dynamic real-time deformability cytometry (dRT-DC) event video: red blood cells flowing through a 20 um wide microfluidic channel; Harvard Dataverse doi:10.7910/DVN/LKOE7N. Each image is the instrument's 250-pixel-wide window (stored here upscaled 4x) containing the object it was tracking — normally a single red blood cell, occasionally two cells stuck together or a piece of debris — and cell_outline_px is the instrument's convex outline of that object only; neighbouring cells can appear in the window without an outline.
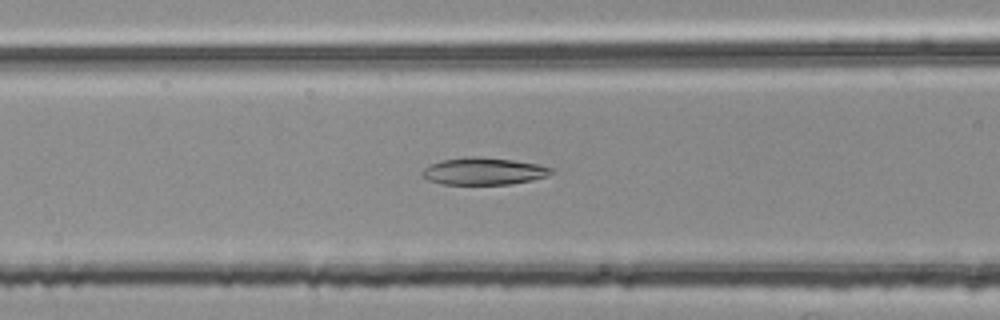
{"species": "common noctule bat (a hibernating species)", "species_latin": "Nyctalus noctula", "temperature_condition": "room temperature", "stored_images_in_passage": 41, "camera_frame_rate_fps": 3000, "um_per_image_px": 0.085, "animal": {"sex": "female", "body_mass_g": 25.1}, "frame": {"image": 1, "passage_image": 14, "time_ms": 4.333, "image_size_px": [1000, 320], "cell_outline_px": [[552, 172], [548, 176], [532, 180], [508, 184], [440, 184], [428, 180], [420, 172], [424, 168], [440, 160], [468, 156], [476, 156], [512, 160], [540, 164], [552, 168]], "centroid_in_image_um": [41.1, 14.55], "position_along_channel_um": 125.5, "area_um2": 20.4}}
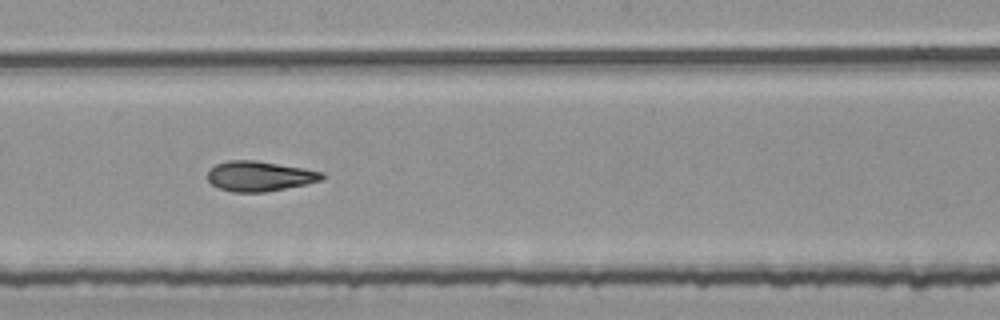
{"frame": {"image": 2, "passage_image": 22, "time_ms": 7.0, "image_size_px": [1000, 320], "cell_outline_px": [[324, 176], [320, 180], [304, 184], [264, 192], [232, 192], [220, 188], [212, 184], [208, 180], [208, 172], [216, 164], [228, 160], [256, 160], [304, 168], [324, 172]], "centroid_in_image_um": [22.05, 14.96], "position_along_channel_um": 226.2, "area_um2": 19.83}}
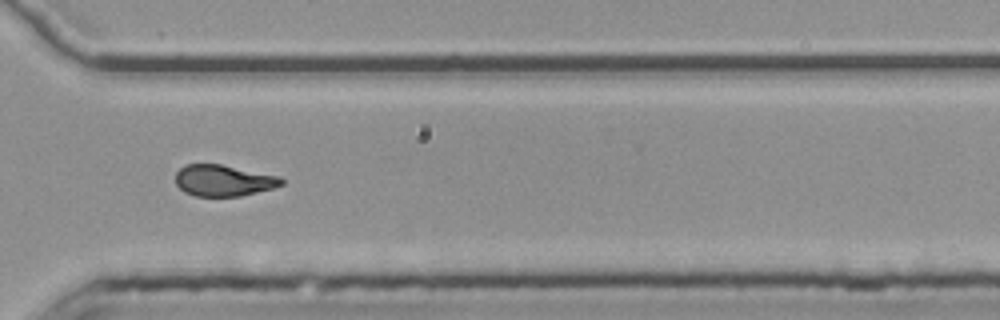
{"frame": {"image": 3, "passage_image": 32, "time_ms": 10.333, "image_size_px": [1000, 320], "cell_outline_px": [[284, 184], [272, 188], [240, 196], [196, 196], [184, 192], [176, 184], [176, 172], [184, 164], [220, 164], [280, 176], [284, 180]], "centroid_in_image_um": [18.99, 15.34], "position_along_channel_um": 351.6, "area_um2": 19.31}, "authors_computed_cell_mechanics": {"area_um2": 19.8832, "velocity_mm_per_s": 3.7746, "shape_relaxation_time_tau1_ms": null, "shape_relaxation_time_tau2_ms": 4.321, "deformation_change_tau1": null, "deformation_change_tau2": 0.1228}}